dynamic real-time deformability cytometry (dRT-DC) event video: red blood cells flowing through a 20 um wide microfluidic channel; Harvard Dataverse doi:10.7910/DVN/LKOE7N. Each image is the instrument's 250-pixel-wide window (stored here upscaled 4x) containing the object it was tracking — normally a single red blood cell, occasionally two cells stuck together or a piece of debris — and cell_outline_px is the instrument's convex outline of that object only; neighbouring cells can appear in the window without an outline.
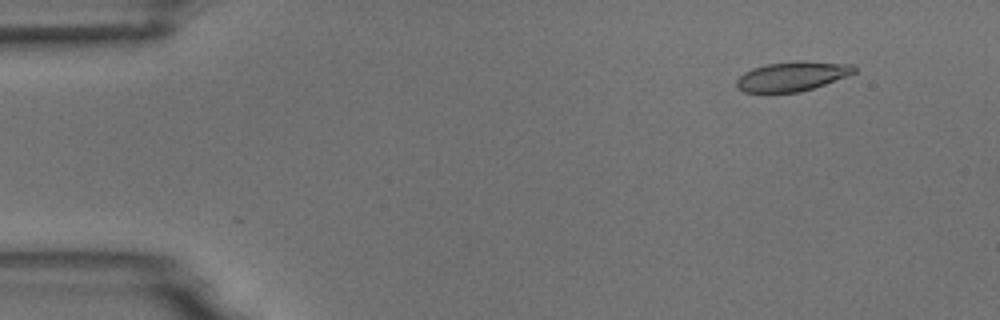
{"species": "common noctule bat (a hibernating species)", "species_latin": "Nyctalus noctula", "temperature_condition": "room temperature", "stored_images_in_passage": 4, "camera_frame_rate_fps": 3000, "um_per_image_px": 0.085, "animal": {"sex": "male", "body_mass_g": 18.8}, "frame": {"image": 1, "passage_image": 2, "time_ms": 1.333, "image_size_px": [1000, 320], "cell_outline_px": [[856, 72], [824, 84], [800, 92], [744, 92], [736, 88], [736, 80], [744, 72], [752, 68], [768, 64], [796, 60], [800, 60], [856, 64]], "centroid_in_image_um": [67.34, 6.47], "position_along_channel_um": 17.7, "area_um2": 20.29}}
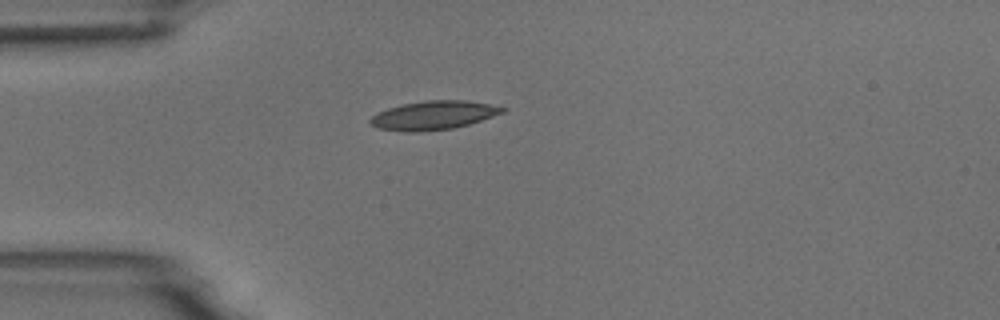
{"frame": {"image": 2, "passage_image": 4, "time_ms": 4.333, "image_size_px": [1000, 320], "cell_outline_px": [[508, 108], [504, 112], [468, 124], [452, 128], [416, 132], [404, 132], [380, 128], [372, 124], [368, 120], [376, 112], [388, 108], [404, 104], [428, 100], [464, 100], [488, 104]], "centroid_in_image_um": [36.82, 9.8], "position_along_channel_um": 48.2, "area_um2": 21.85}}